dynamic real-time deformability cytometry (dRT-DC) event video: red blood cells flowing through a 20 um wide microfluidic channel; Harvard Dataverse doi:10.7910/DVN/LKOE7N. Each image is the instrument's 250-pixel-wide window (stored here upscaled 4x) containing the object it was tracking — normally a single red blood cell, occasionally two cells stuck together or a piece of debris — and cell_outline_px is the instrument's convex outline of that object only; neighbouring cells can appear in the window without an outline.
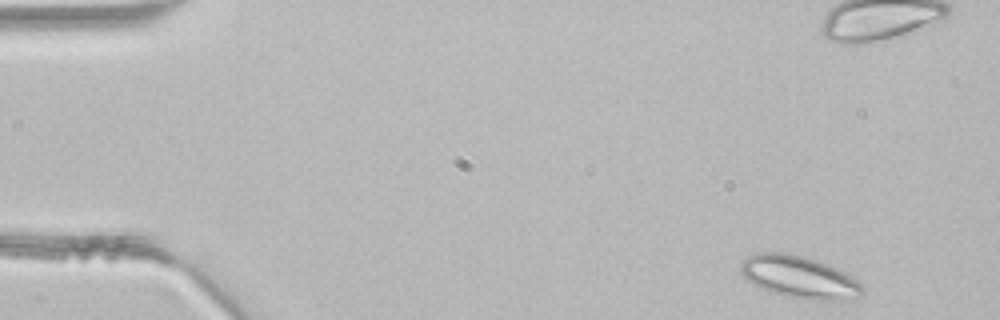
{"species": "common noctule bat (a hibernating species)", "species_latin": "Nyctalus noctula", "temperature_condition": "room temperature", "stored_images_in_passage": 3, "camera_frame_rate_fps": 3000, "um_per_image_px": 0.085, "animal": {"sex": "male", "body_mass_g": 21.5, "forearm_length_mm": 52.0}, "frame": {"image": 1, "passage_image": 3, "time_ms": 0.667, "image_size_px": [1000, 320], "cell_outline_px": [[864, 292], [856, 296], [840, 300], [816, 300], [792, 296], [760, 288], [744, 280], [740, 272], [740, 264], [748, 256], [760, 252], [780, 252], [800, 256], [836, 268], [852, 276], [864, 288]], "centroid_in_image_um": [67.88, 23.54], "position_along_channel_um": 17.1, "area_um2": 29.25}}